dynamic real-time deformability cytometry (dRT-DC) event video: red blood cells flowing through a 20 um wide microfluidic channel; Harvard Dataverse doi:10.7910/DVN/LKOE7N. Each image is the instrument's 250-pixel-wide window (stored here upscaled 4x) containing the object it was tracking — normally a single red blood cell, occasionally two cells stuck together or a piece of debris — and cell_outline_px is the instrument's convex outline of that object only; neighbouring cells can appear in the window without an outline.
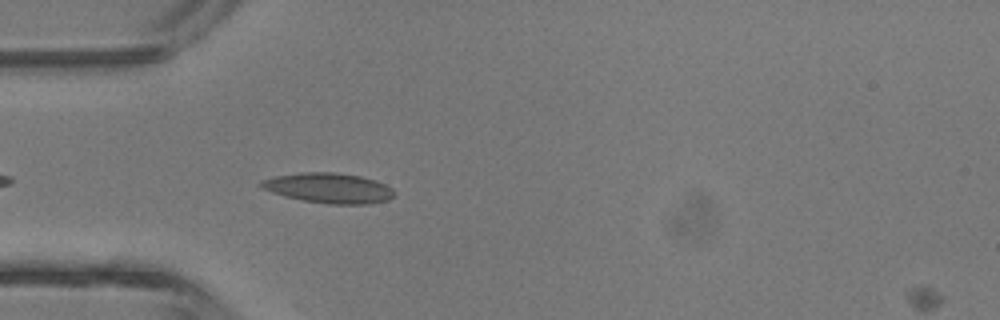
{"species": "common noctule bat (a hibernating species)", "species_latin": "Nyctalus noctula", "temperature_condition": "room temperature", "stored_images_in_passage": 4, "camera_frame_rate_fps": 3000, "um_per_image_px": 0.085, "animal": {"sex": "male", "body_mass_g": 13.3}, "frame": {"image": 1, "passage_image": 4, "time_ms": 3.667, "image_size_px": [1000, 320], "cell_outline_px": [[396, 196], [388, 200], [368, 204], [328, 204], [304, 200], [284, 196], [272, 192], [256, 184], [260, 180], [276, 176], [304, 172], [332, 172], [360, 176], [376, 180], [392, 188], [396, 192]], "centroid_in_image_um": [27.97, 15.98], "position_along_channel_um": 57.0, "area_um2": 23.41}}